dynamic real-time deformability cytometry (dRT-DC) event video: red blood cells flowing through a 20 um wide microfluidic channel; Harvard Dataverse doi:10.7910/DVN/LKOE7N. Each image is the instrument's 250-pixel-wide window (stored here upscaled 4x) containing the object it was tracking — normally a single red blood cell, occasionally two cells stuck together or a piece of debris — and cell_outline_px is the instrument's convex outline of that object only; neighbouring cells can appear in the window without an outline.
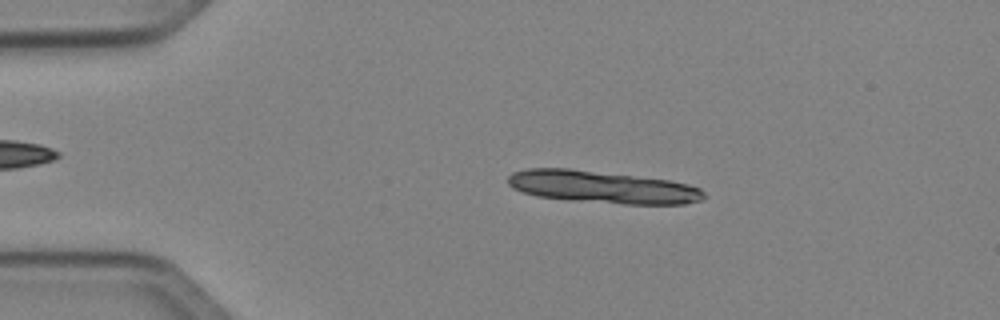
{"species": "Egyptian fruit bat (a non-hibernating species)", "species_latin": "Rousettus aegyptiacus", "temperature_condition": "cold", "stored_images_in_passage": 15, "camera_frame_rate_fps": 3000, "um_per_image_px": 0.085, "animal": {"sex": "female"}, "frame": {"image": 1, "passage_image": 9, "time_ms": 2.667, "image_size_px": [1000, 320], "cell_outline_px": [[704, 200], [684, 204], [624, 204], [572, 200], [536, 196], [512, 188], [508, 184], [508, 176], [512, 172], [528, 168], [568, 168], [668, 180], [688, 184], [700, 188], [704, 192]], "centroid_in_image_um": [51.19, 15.9], "position_along_channel_um": 33.8, "area_um2": 36.82}}